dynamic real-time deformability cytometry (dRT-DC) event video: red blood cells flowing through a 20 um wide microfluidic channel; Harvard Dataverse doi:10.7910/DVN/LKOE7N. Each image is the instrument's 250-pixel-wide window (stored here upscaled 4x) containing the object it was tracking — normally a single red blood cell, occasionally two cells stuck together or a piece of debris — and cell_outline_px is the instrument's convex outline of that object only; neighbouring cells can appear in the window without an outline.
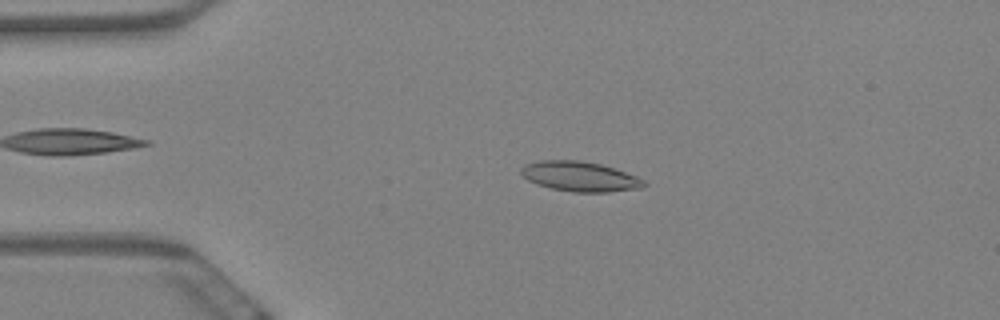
{"species": "Egyptian fruit bat (a non-hibernating species)", "species_latin": "Rousettus aegyptiacus", "temperature_condition": "warm", "stored_images_in_passage": 58, "camera_frame_rate_fps": 3000, "um_per_image_px": 0.085, "animal": {"sex": "female"}, "frame": {"image": 1, "passage_image": 12, "time_ms": 3.667, "image_size_px": [1000, 320], "cell_outline_px": [[648, 184], [644, 188], [608, 192], [572, 192], [552, 188], [536, 184], [528, 180], [520, 172], [520, 168], [524, 164], [540, 160], [580, 160], [600, 164], [636, 176], [644, 180]], "centroid_in_image_um": [49.29, 15.0], "position_along_channel_um": 35.7, "area_um2": 21.44}}
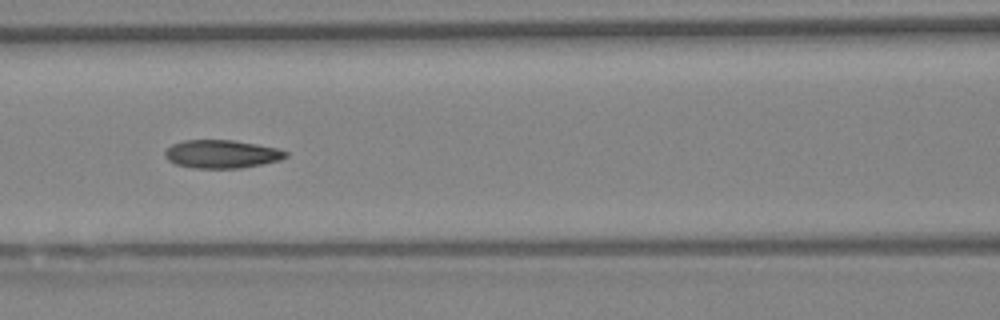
{"frame": {"image": 2, "passage_image": 25, "time_ms": 8.0, "image_size_px": [1000, 320], "cell_outline_px": [[288, 156], [280, 160], [240, 168], [192, 168], [176, 164], [168, 160], [164, 156], [164, 152], [172, 144], [184, 140], [232, 140], [256, 144], [276, 148], [288, 152]], "centroid_in_image_um": [18.82, 13.09], "position_along_channel_um": 147.8, "area_um2": 19.77}}
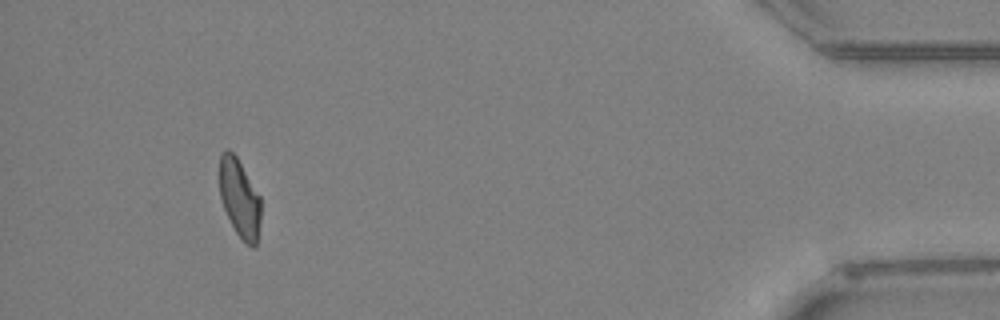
{"frame": {"image": 3, "passage_image": 54, "time_ms": 17.667, "image_size_px": [1000, 320], "cell_outline_px": [[260, 220], [256, 244], [252, 248], [244, 244], [236, 232], [224, 208], [220, 196], [220, 152], [228, 148], [236, 156], [260, 196]], "centroid_in_image_um": [20.36, 16.86], "position_along_channel_um": 414.8, "area_um2": 18.73}, "authors_computed_cell_mechanics": {"area_um2": 20.1433, "velocity_mm_per_s": 3.4533, "shape_relaxation_time_tau1_ms": null, "shape_relaxation_time_tau2_ms": 2.635, "deformation_change_tau1": null, "deformation_change_tau2": 0.0854}}